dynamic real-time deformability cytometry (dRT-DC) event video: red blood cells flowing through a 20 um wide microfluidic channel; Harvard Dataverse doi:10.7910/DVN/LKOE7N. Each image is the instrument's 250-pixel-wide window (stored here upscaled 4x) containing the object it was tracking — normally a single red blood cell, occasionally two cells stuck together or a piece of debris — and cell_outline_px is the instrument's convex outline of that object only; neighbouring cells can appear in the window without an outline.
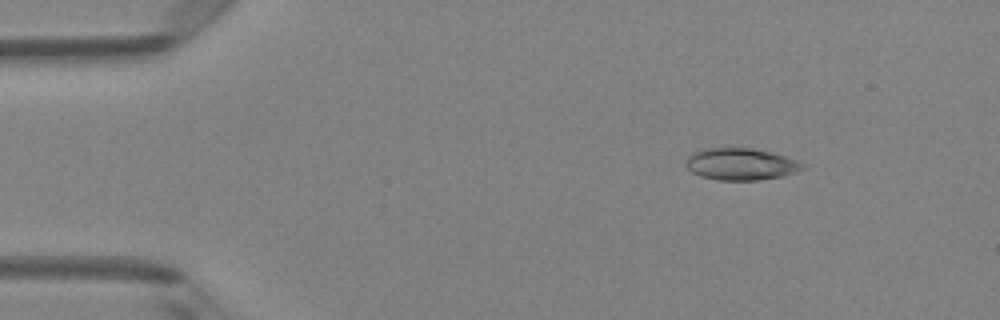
{"species": "Egyptian fruit bat (a non-hibernating species)", "species_latin": "Rousettus aegyptiacus", "temperature_condition": "room temperature", "stored_images_in_passage": 3, "camera_frame_rate_fps": 3000, "um_per_image_px": 0.085, "animal": {"sex": "female"}, "frame": {"image": 1, "passage_image": 2, "time_ms": 0.333, "image_size_px": [1000, 320], "cell_outline_px": [[804, 168], [796, 172], [784, 176], [756, 180], [720, 180], [700, 176], [692, 172], [684, 164], [688, 156], [692, 152], [700, 148], [752, 148], [772, 152], [796, 160], [804, 164]], "centroid_in_image_um": [62.94, 13.94], "position_along_channel_um": 22.1, "area_um2": 21.79}}